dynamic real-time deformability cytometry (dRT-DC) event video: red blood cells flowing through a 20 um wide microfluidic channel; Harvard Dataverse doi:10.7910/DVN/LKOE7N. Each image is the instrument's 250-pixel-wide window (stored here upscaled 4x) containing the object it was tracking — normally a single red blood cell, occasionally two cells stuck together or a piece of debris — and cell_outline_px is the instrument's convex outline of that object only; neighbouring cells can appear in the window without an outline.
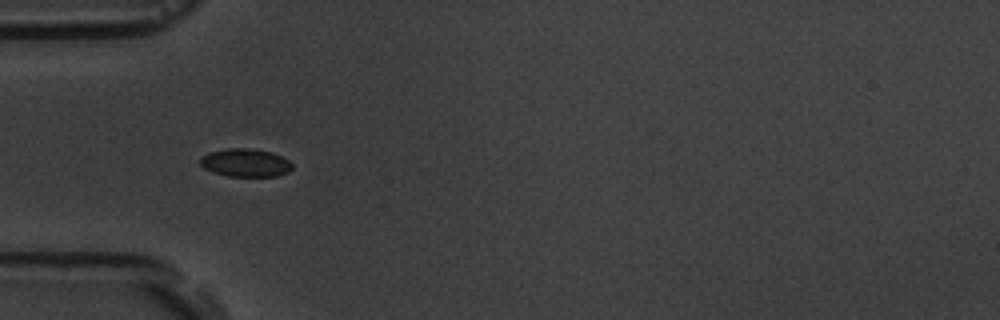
{"species": "common noctule bat (a hibernating species)", "species_latin": "Nyctalus noctula", "temperature_condition": "room temperature", "stored_images_in_passage": 5, "camera_frame_rate_fps": 3000, "um_per_image_px": 0.085, "animal": {"sex": "male", "body_mass_g": 19.5, "forearm_length_mm": 54.6}, "frame": {"image": 1, "passage_image": 4, "time_ms": 4.333, "image_size_px": [1000, 320], "cell_outline_px": [[292, 168], [288, 172], [276, 176], [228, 176], [212, 172], [204, 168], [200, 164], [200, 156], [208, 152], [228, 148], [252, 148], [272, 152], [288, 160], [292, 164]], "centroid_in_image_um": [20.83, 13.82], "position_along_channel_um": 64.2, "area_um2": 15.14}}
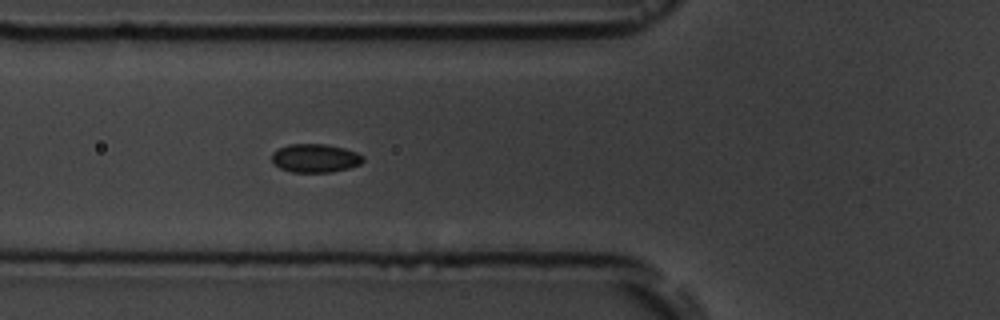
{"frame": {"image": 2, "passage_image": 5, "time_ms": 5.333, "image_size_px": [1000, 320], "cell_outline_px": [[364, 160], [360, 164], [348, 168], [332, 172], [292, 172], [280, 168], [272, 160], [272, 152], [288, 144], [324, 144], [344, 148], [356, 152], [364, 156]], "centroid_in_image_um": [26.8, 13.44], "position_along_channel_um": 99.0, "area_um2": 15.09}}